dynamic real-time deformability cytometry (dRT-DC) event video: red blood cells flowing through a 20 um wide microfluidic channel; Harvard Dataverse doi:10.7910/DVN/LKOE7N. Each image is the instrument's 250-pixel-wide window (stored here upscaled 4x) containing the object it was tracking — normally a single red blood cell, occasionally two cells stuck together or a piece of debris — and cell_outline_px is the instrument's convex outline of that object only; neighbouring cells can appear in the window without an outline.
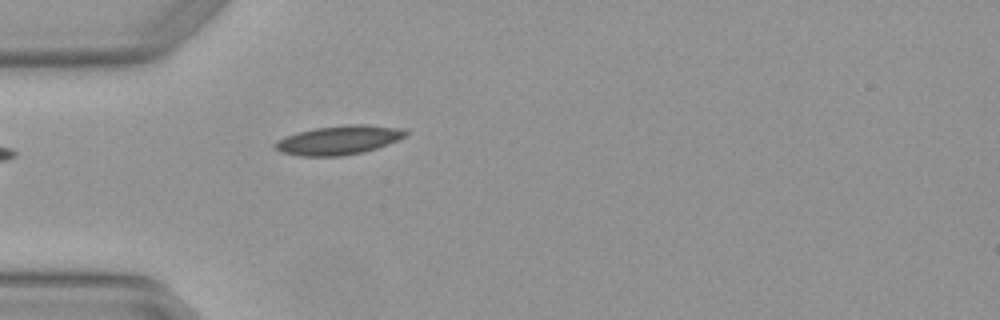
{"species": "Egyptian fruit bat (a non-hibernating species)", "species_latin": "Rousettus aegyptiacus", "temperature_condition": "warm", "stored_images_in_passage": 3, "camera_frame_rate_fps": 3000, "um_per_image_px": 0.085, "animal": {"sex": "female"}, "frame": {"image": 1, "passage_image": 3, "time_ms": 0.667, "image_size_px": [1000, 320], "cell_outline_px": [[408, 132], [404, 136], [388, 144], [364, 152], [344, 156], [300, 156], [280, 152], [272, 144], [276, 140], [300, 132], [316, 128], [348, 124], [368, 124], [408, 128]], "centroid_in_image_um": [28.84, 11.9], "position_along_channel_um": 56.2, "area_um2": 22.2}}